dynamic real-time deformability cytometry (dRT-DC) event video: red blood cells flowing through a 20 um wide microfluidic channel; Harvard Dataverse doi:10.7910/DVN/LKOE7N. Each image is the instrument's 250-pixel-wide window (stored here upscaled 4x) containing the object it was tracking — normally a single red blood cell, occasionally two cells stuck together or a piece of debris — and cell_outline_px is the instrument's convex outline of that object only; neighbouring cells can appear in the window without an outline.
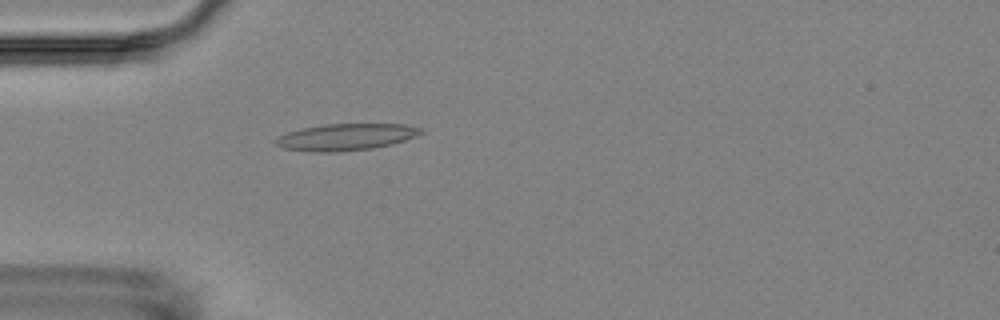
{"species": "Egyptian fruit bat (a non-hibernating species)", "species_latin": "Rousettus aegyptiacus", "temperature_condition": "room temperature", "stored_images_in_passage": 5, "camera_frame_rate_fps": 3000, "um_per_image_px": 0.085, "animal": {"sex": "female"}, "frame": {"image": 1, "passage_image": 5, "time_ms": 4.333, "image_size_px": [1000, 320], "cell_outline_px": [[424, 132], [416, 136], [404, 140], [372, 148], [336, 152], [312, 152], [280, 148], [272, 144], [272, 140], [288, 132], [300, 128], [324, 124], [404, 124], [424, 128]], "centroid_in_image_um": [29.33, 11.64], "position_along_channel_um": 55.7, "area_um2": 22.77}}